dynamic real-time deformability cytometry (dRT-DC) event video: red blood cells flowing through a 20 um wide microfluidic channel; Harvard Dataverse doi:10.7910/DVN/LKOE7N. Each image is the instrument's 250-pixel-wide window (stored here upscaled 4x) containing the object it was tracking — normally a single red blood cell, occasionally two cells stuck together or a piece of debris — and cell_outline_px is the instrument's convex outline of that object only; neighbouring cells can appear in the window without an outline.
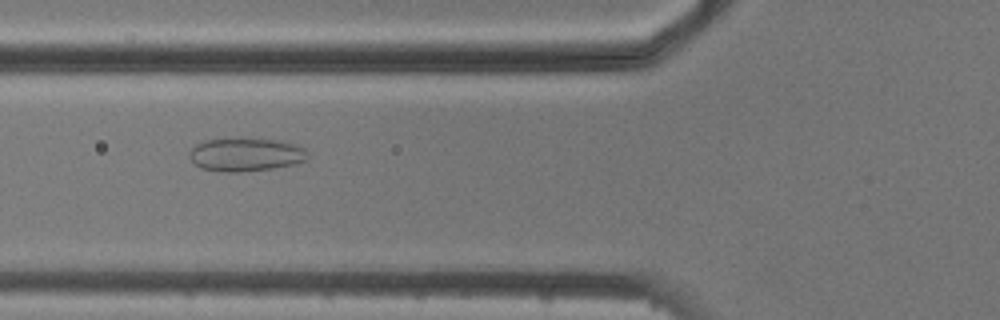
{"species": "common noctule bat (a hibernating species)", "species_latin": "Nyctalus noctula", "temperature_condition": "cold", "stored_images_in_passage": 7, "camera_frame_rate_fps": 3000, "um_per_image_px": 0.085, "animal": {"sex": "male", "body_mass_g": 20.5, "forearm_length_mm": 52.5}, "frame": {"image": 1, "passage_image": 6, "time_ms": 5.667, "image_size_px": [1000, 320], "cell_outline_px": [[308, 160], [296, 164], [272, 168], [240, 172], [224, 172], [200, 168], [188, 156], [188, 152], [196, 144], [204, 140], [240, 136], [280, 140], [300, 144], [304, 148], [308, 156]], "centroid_in_image_um": [20.91, 13.1], "position_along_channel_um": 104.9, "area_um2": 23.87}}
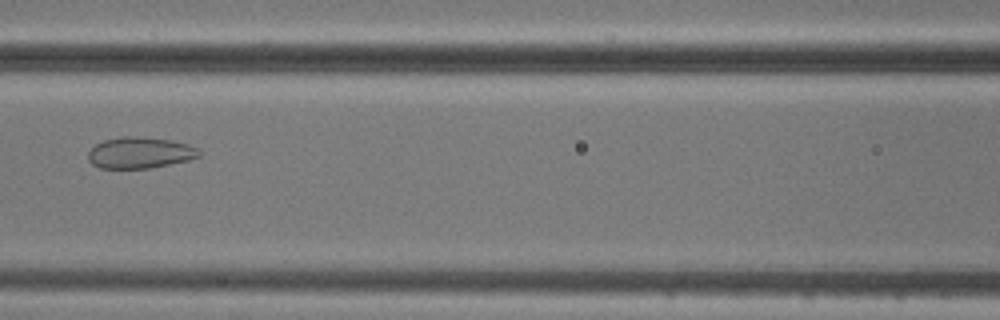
{"frame": {"image": 2, "passage_image": 7, "time_ms": 7.0, "image_size_px": [1000, 320], "cell_outline_px": [[200, 156], [188, 160], [148, 168], [100, 168], [92, 164], [88, 160], [88, 152], [96, 144], [104, 140], [120, 136], [132, 136], [172, 140], [188, 144], [196, 148], [200, 152]], "centroid_in_image_um": [11.87, 12.98], "position_along_channel_um": 154.7, "area_um2": 20.06}}